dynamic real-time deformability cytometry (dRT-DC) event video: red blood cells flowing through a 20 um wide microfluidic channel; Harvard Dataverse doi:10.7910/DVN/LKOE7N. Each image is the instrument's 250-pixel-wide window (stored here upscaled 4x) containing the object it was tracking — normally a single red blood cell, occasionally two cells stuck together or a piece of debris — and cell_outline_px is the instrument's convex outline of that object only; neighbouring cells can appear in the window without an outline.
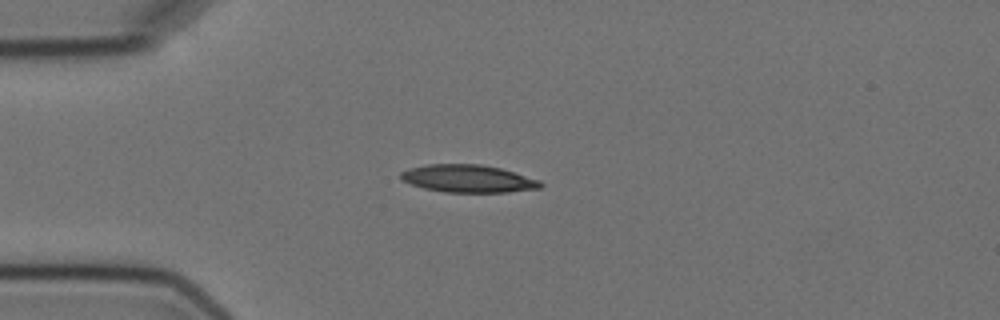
{"species": "Egyptian fruit bat (a non-hibernating species)", "species_latin": "Rousettus aegyptiacus", "temperature_condition": "cold", "stored_images_in_passage": 5, "camera_frame_rate_fps": 3000, "um_per_image_px": 0.085, "animal": {"sex": "female"}, "frame": {"image": 1, "passage_image": 1, "time_ms": 0.0, "image_size_px": [1000, 320], "cell_outline_px": [[544, 184], [540, 188], [508, 192], [444, 192], [424, 188], [400, 180], [400, 172], [408, 168], [428, 164], [480, 164], [500, 168], [540, 180]], "centroid_in_image_um": [39.77, 15.18], "position_along_channel_um": 45.2, "area_um2": 22.48}}
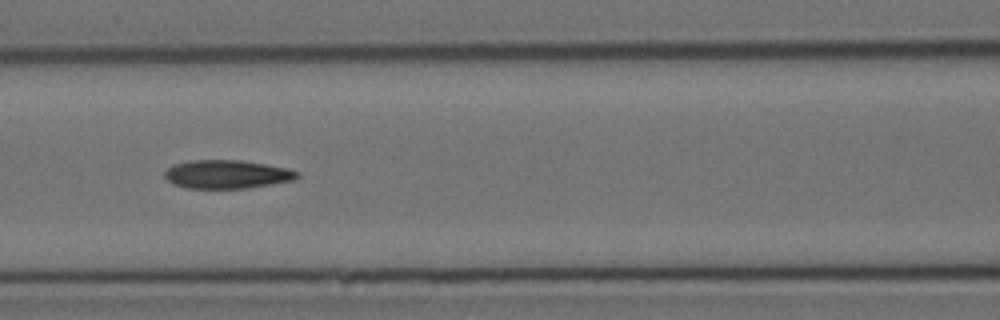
{"frame": {"image": 2, "passage_image": 4, "time_ms": 3.333, "image_size_px": [1000, 320], "cell_outline_px": [[300, 176], [296, 180], [272, 184], [244, 188], [188, 188], [172, 184], [164, 176], [164, 172], [172, 164], [192, 160], [240, 160], [288, 168], [300, 172]], "centroid_in_image_um": [19.3, 14.81], "position_along_channel_um": 147.3, "area_um2": 22.08}}
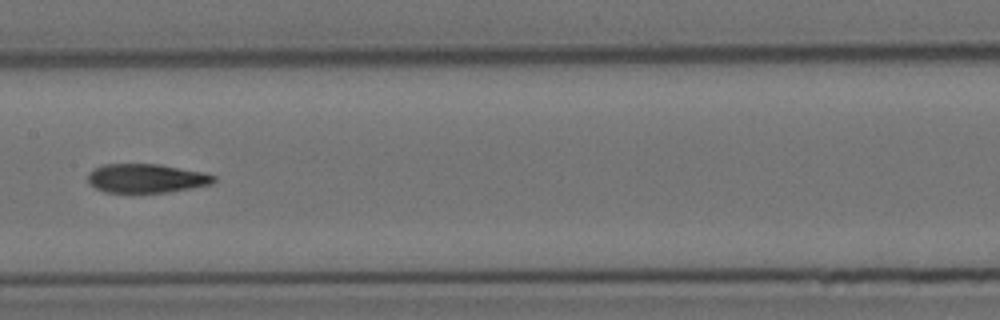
{"frame": {"image": 3, "passage_image": 5, "time_ms": 4.667, "image_size_px": [1000, 320], "cell_outline_px": [[216, 180], [212, 184], [192, 188], [168, 192], [104, 192], [96, 188], [88, 180], [88, 172], [104, 164], [160, 164], [204, 172], [216, 176]], "centroid_in_image_um": [12.48, 15.15], "position_along_channel_um": 194.9, "area_um2": 21.21}}